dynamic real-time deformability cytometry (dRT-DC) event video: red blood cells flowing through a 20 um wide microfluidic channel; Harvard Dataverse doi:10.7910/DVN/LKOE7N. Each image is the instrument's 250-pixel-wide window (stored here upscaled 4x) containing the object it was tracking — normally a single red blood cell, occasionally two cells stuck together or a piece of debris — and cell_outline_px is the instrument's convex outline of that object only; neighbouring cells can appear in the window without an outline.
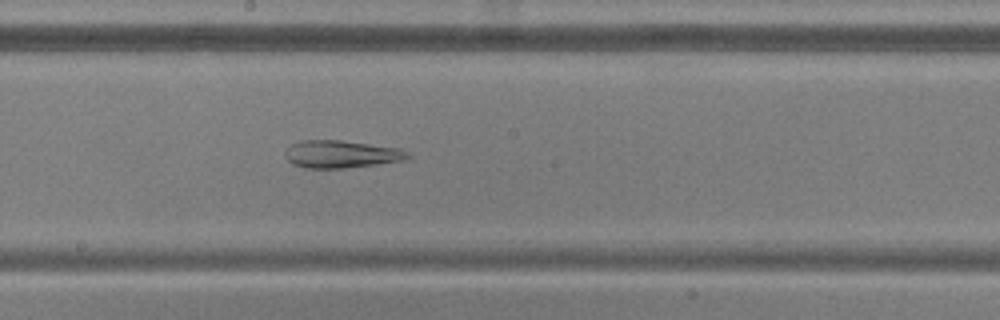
{"species": "common noctule bat (a hibernating species)", "species_latin": "Nyctalus noctula", "temperature_condition": "warm", "stored_images_in_passage": 51, "camera_frame_rate_fps": 3000, "um_per_image_px": 0.085, "animal": {"sex": "male", "body_mass_g": 20.5, "forearm_length_mm": 52.5}, "frame": {"image": 1, "passage_image": 27, "time_ms": 8.667, "image_size_px": [1000, 320], "cell_outline_px": [[412, 156], [408, 160], [344, 168], [304, 168], [292, 164], [284, 156], [284, 152], [292, 144], [300, 140], [340, 140], [400, 148], [408, 152]], "centroid_in_image_um": [29.02, 13.1], "position_along_channel_um": 219.2, "area_um2": 19.83}}
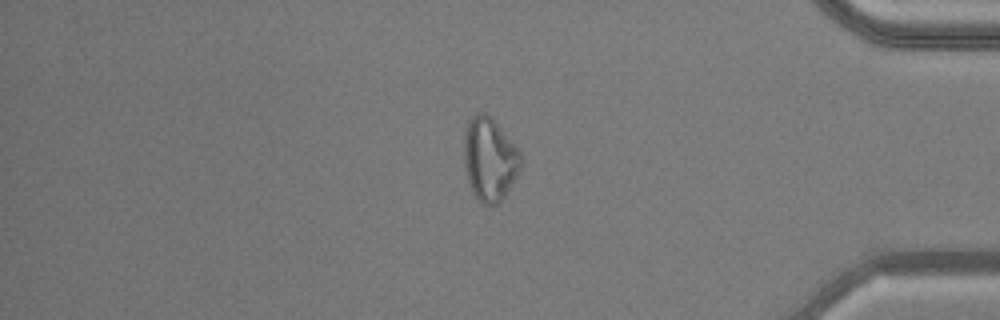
{"frame": {"image": 2, "passage_image": 43, "time_ms": 14.0, "image_size_px": [1000, 320], "cell_outline_px": [[520, 168], [512, 184], [504, 196], [496, 204], [488, 208], [472, 192], [468, 184], [464, 168], [464, 136], [468, 120], [476, 112], [484, 112], [492, 116], [520, 148]], "centroid_in_image_um": [41.61, 13.49], "position_along_channel_um": 393.6, "area_um2": 28.09}}
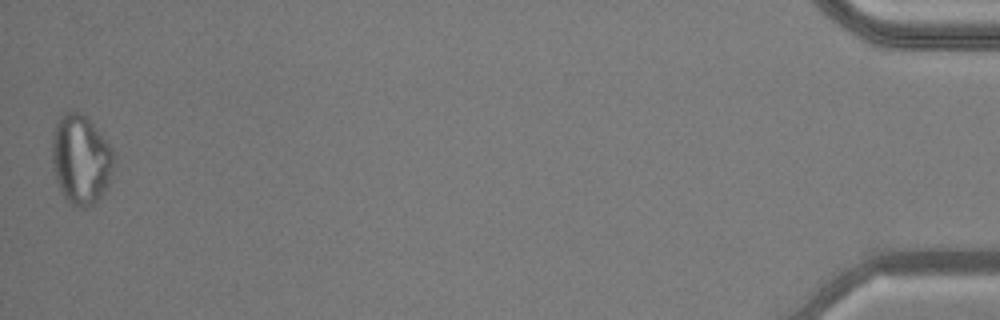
{"frame": {"image": 3, "passage_image": 51, "time_ms": 16.667, "image_size_px": [1000, 320], "cell_outline_px": [[116, 160], [112, 176], [104, 192], [92, 204], [84, 208], [76, 208], [60, 192], [56, 180], [52, 164], [52, 136], [56, 124], [60, 116], [64, 112], [76, 108], [92, 124], [112, 148]], "centroid_in_image_um": [6.87, 13.55], "position_along_channel_um": 428.3, "area_um2": 32.48}, "authors_computed_cell_mechanics": {"area_um2": 27.9752, "velocity_mm_per_s": 3.8718, "shape_relaxation_time_tau1_ms": null, "shape_relaxation_time_tau2_ms": 3.1509, "deformation_change_tau1": null, "deformation_change_tau2": 0.1128}}